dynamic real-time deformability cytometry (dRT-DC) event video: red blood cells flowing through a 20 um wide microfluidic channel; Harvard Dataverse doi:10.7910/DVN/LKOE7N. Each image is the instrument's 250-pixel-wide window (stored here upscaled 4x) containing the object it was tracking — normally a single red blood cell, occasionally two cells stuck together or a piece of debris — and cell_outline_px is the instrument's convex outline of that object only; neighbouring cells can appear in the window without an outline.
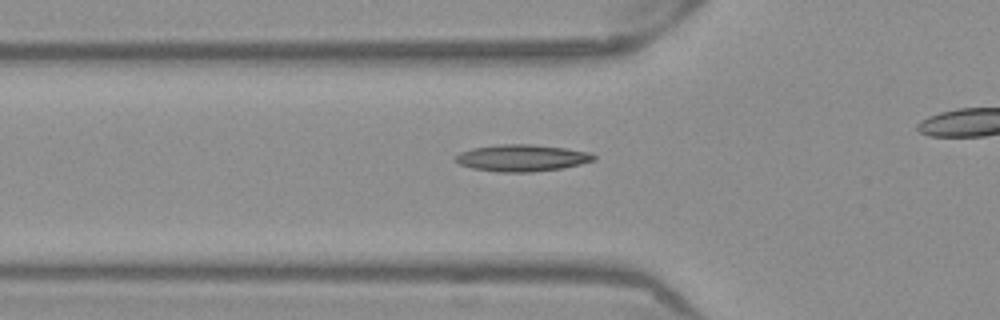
{"species": "Egyptian fruit bat (a non-hibernating species)", "species_latin": "Rousettus aegyptiacus", "temperature_condition": "warm", "stored_images_in_passage": 43, "camera_frame_rate_fps": 3000, "um_per_image_px": 0.085, "frame": {"image": 1, "passage_image": 18, "time_ms": 5.667, "image_size_px": [1000, 320], "cell_outline_px": [[596, 160], [564, 168], [532, 172], [500, 172], [472, 168], [460, 164], [456, 160], [456, 156], [460, 152], [472, 148], [504, 144], [532, 144], [564, 148], [592, 152], [596, 156]], "centroid_in_image_um": [44.42, 13.42], "position_along_channel_um": 81.4, "area_um2": 21.56}}
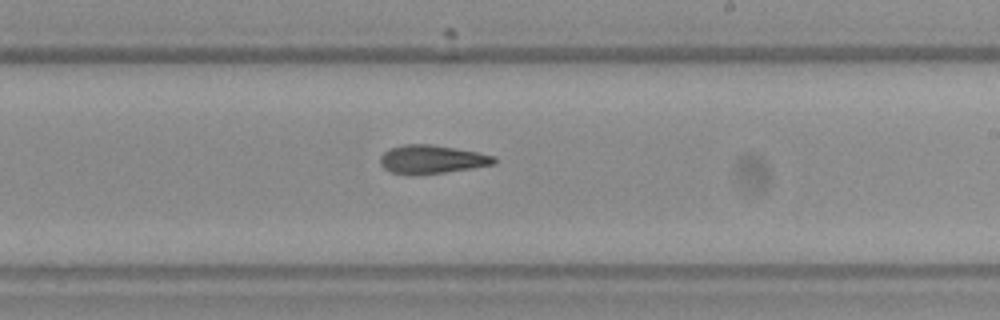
{"frame": {"image": 2, "passage_image": 31, "time_ms": 10.0, "image_size_px": [1000, 320], "cell_outline_px": [[496, 164], [472, 168], [444, 172], [412, 176], [408, 176], [392, 172], [384, 168], [380, 164], [380, 156], [388, 148], [404, 144], [428, 144], [476, 152], [496, 156]], "centroid_in_image_um": [36.66, 13.56], "position_along_channel_um": 252.3, "area_um2": 19.02}}
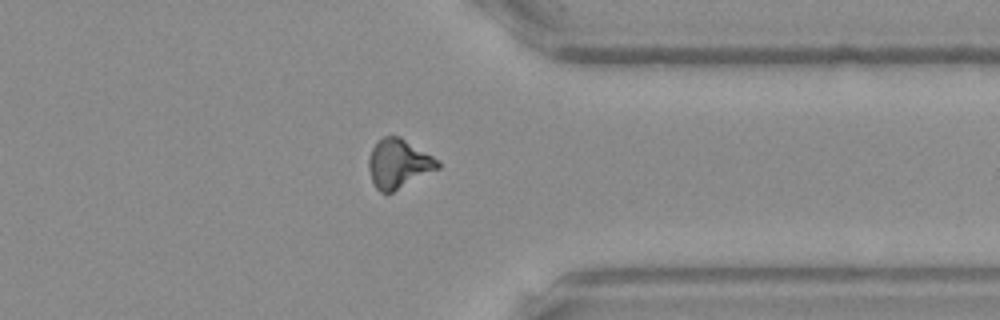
{"frame": {"image": 3, "passage_image": 41, "time_ms": 13.333, "image_size_px": [1000, 320], "cell_outline_px": [[440, 168], [392, 192], [380, 192], [376, 188], [372, 180], [368, 168], [368, 160], [372, 148], [384, 136], [400, 136], [432, 156], [440, 164]], "centroid_in_image_um": [33.86, 13.91], "position_along_channel_um": 377.5, "area_um2": 19.42}}